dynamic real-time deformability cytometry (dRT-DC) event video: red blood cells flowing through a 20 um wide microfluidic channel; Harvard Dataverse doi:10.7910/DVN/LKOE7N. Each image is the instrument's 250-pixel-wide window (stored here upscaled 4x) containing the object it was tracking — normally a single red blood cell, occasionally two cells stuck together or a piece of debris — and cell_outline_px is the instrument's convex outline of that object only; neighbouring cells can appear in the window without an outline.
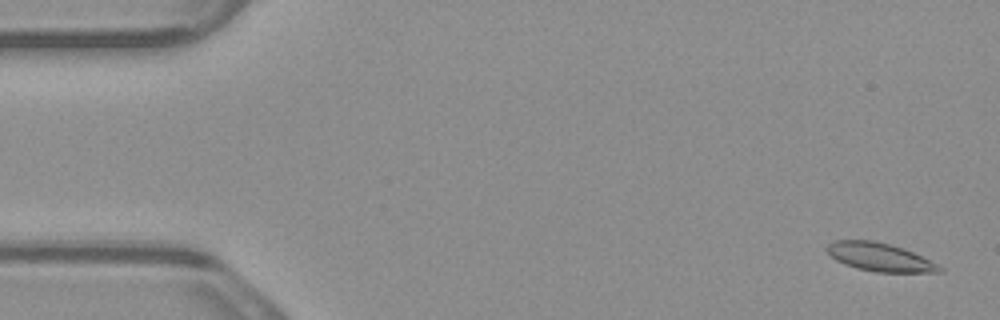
{"species": "common noctule bat (a hibernating species)", "species_latin": "Nyctalus noctula", "temperature_condition": "warm", "stored_images_in_passage": 5, "camera_frame_rate_fps": 3000, "um_per_image_px": 0.085, "animal": {"sex": "male", "body_mass_g": 23.1, "forearm_length_mm": 52.7}, "frame": {"image": 1, "passage_image": 5, "time_ms": 1.333, "image_size_px": [1000, 320], "cell_outline_px": [[944, 268], [940, 272], [876, 272], [856, 268], [844, 264], [836, 260], [824, 248], [832, 240], [872, 240], [904, 248], [940, 264]], "centroid_in_image_um": [74.79, 21.85], "position_along_channel_um": 10.2, "area_um2": 18.67}}